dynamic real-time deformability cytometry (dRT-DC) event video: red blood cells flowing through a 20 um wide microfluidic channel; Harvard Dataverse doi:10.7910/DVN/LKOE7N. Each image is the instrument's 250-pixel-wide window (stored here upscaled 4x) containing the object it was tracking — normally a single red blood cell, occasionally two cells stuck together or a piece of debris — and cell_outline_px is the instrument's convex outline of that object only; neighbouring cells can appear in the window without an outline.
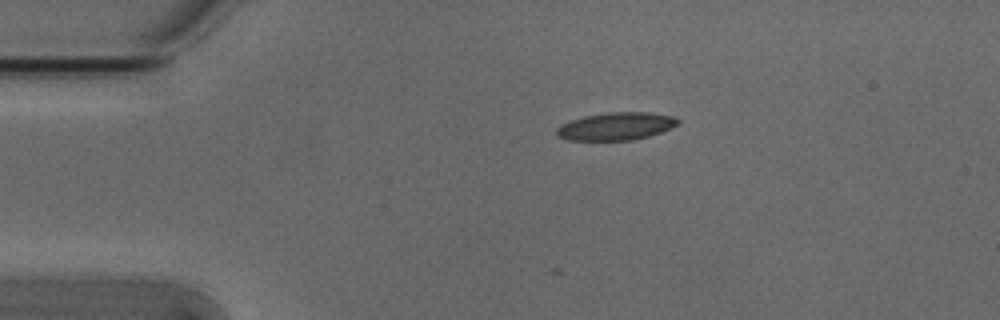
{"species": "Egyptian fruit bat (a non-hibernating species)", "species_latin": "Rousettus aegyptiacus", "temperature_condition": "cold", "stored_images_in_passage": 2, "camera_frame_rate_fps": 3000, "um_per_image_px": 0.085, "animal": {"sex": "male"}, "frame": {"image": 1, "passage_image": 2, "time_ms": 0.333, "image_size_px": [1000, 320], "cell_outline_px": [[680, 124], [672, 128], [648, 136], [632, 140], [568, 140], [556, 136], [556, 128], [560, 124], [584, 116], [608, 112], [648, 112], [676, 116], [680, 120]], "centroid_in_image_um": [52.38, 10.72], "position_along_channel_um": 32.6, "area_um2": 19.77}}